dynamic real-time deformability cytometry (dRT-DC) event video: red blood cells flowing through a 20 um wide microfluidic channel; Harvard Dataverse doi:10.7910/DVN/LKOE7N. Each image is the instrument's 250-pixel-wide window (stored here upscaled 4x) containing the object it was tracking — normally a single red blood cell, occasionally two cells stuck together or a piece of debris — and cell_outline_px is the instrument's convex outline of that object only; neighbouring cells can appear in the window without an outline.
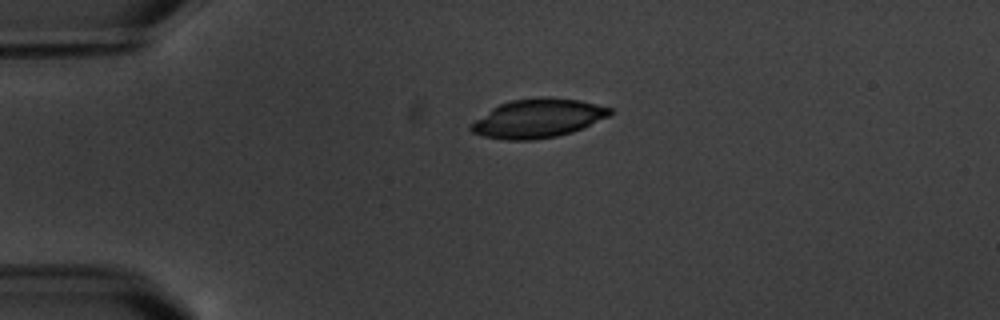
{"species": "common noctule bat (a hibernating species)", "species_latin": "Nyctalus noctula", "temperature_condition": "warm", "stored_images_in_passage": 2, "camera_frame_rate_fps": 3000, "um_per_image_px": 0.085, "animal": {"sex": "male", "body_mass_g": 20.1, "forearm_length_mm": 53.5}, "frame": {"image": 1, "passage_image": 1, "time_ms": 0.0, "image_size_px": [1000, 320], "cell_outline_px": [[612, 112], [608, 116], [584, 128], [572, 132], [556, 136], [532, 140], [508, 140], [484, 136], [472, 132], [468, 128], [468, 124], [492, 108], [500, 104], [512, 100], [540, 96], [548, 96], [580, 100], [612, 108]], "centroid_in_image_um": [45.7, 10.05], "position_along_channel_um": 39.3, "area_um2": 31.56}}